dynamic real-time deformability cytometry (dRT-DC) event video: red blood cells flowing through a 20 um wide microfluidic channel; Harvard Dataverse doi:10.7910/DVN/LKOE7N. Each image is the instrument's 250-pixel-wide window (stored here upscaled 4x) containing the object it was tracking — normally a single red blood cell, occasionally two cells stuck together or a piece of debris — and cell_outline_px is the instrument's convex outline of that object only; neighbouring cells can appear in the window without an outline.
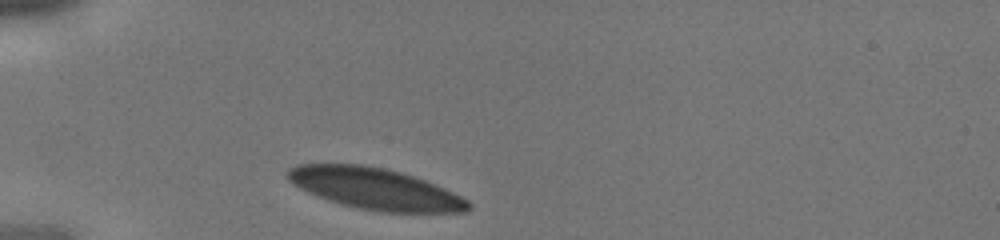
{"species": "human", "species_latin": "Homo sapiens", "temperature_condition": "cold", "stored_images_in_passage": 4, "camera_frame_rate_fps": 3000, "um_per_image_px": 0.085, "donor": {"sex": "male"}, "frame": {"image": 1, "passage_image": 1, "time_ms": 0.0, "image_size_px": [1000, 240], "cell_outline_px": [[472, 208], [464, 212], [380, 212], [340, 204], [316, 196], [292, 184], [284, 176], [284, 172], [288, 168], [296, 164], [364, 164], [384, 168], [400, 172], [424, 180], [444, 188], [468, 200], [472, 204]], "centroid_in_image_um": [31.83, 16.03], "position_along_channel_um": 53.2, "area_um2": 43.64}}
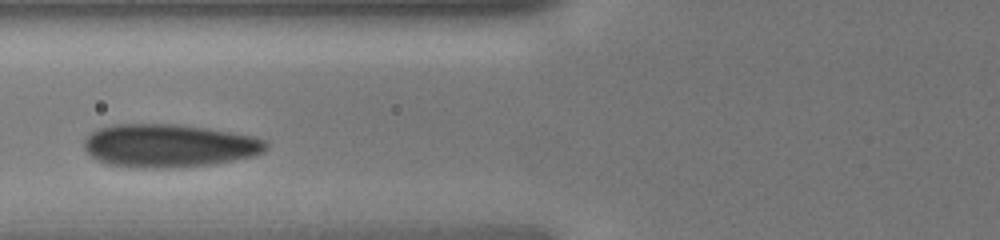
{"frame": {"image": 2, "passage_image": 3, "time_ms": 0.667, "image_size_px": [1000, 240], "cell_outline_px": [[268, 148], [264, 152], [256, 156], [216, 164], [176, 168], [132, 168], [108, 164], [92, 156], [84, 148], [84, 140], [96, 128], [112, 124], [180, 124], [208, 128], [256, 136], [264, 140], [268, 144]], "centroid_in_image_um": [14.41, 12.39], "position_along_channel_um": 111.4, "area_um2": 46.47}}